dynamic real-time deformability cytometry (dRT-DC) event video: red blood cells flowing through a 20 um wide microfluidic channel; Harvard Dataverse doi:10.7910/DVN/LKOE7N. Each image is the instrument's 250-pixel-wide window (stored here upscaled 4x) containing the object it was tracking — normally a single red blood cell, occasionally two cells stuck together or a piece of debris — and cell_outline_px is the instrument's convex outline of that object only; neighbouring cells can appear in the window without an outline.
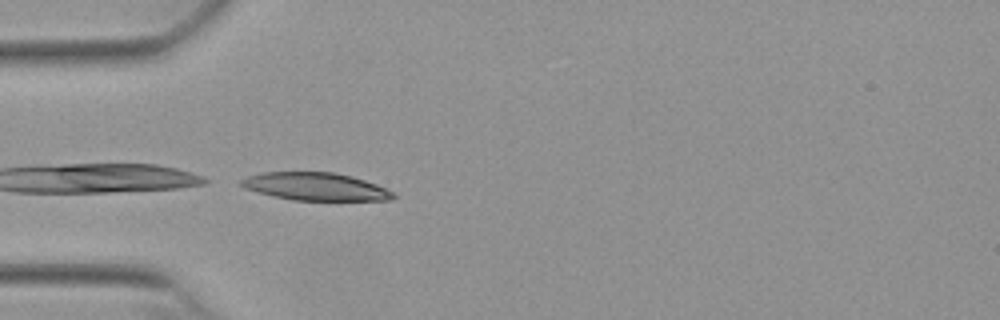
{"species": "Egyptian fruit bat (a non-hibernating species)", "species_latin": "Rousettus aegyptiacus", "temperature_condition": "warm", "stored_images_in_passage": 11, "camera_frame_rate_fps": 3000, "um_per_image_px": 0.085, "animal": {"sex": "female"}, "frame": {"image": 1, "passage_image": 1, "time_ms": 0.0, "image_size_px": [1000, 320], "cell_outline_px": [[396, 196], [392, 200], [292, 200], [272, 196], [244, 188], [240, 184], [240, 180], [248, 176], [264, 172], [336, 172], [352, 176], [376, 184], [392, 192]], "centroid_in_image_um": [26.8, 15.85], "position_along_channel_um": 58.2, "area_um2": 24.51}}
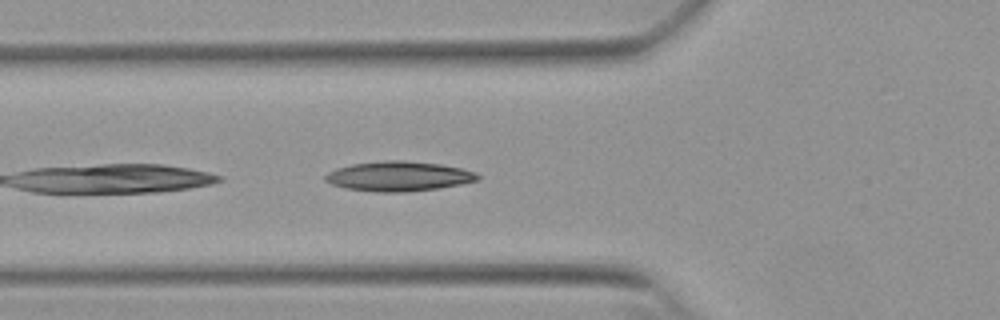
{"frame": {"image": 2, "passage_image": 4, "time_ms": 1.0, "image_size_px": [1000, 320], "cell_outline_px": [[480, 180], [460, 184], [436, 188], [404, 192], [376, 192], [344, 188], [332, 184], [324, 180], [324, 176], [328, 172], [336, 168], [352, 164], [384, 160], [404, 160], [440, 164], [460, 168], [476, 172], [480, 176]], "centroid_in_image_um": [33.87, 14.98], "position_along_channel_um": 91.9, "area_um2": 26.47}}
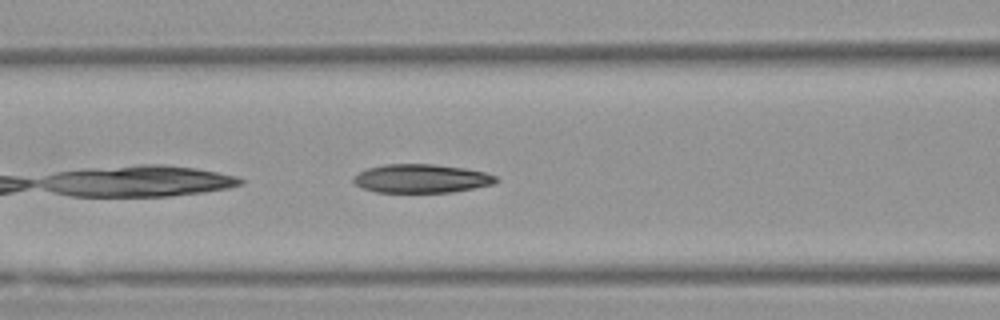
{"frame": {"image": 3, "passage_image": 7, "time_ms": 2.0, "image_size_px": [1000, 320], "cell_outline_px": [[500, 180], [492, 184], [452, 192], [376, 192], [364, 188], [356, 184], [352, 180], [360, 172], [368, 168], [384, 164], [432, 164], [464, 168], [484, 172], [496, 176]], "centroid_in_image_um": [35.83, 15.17], "position_along_channel_um": 130.8, "area_um2": 23.52}}